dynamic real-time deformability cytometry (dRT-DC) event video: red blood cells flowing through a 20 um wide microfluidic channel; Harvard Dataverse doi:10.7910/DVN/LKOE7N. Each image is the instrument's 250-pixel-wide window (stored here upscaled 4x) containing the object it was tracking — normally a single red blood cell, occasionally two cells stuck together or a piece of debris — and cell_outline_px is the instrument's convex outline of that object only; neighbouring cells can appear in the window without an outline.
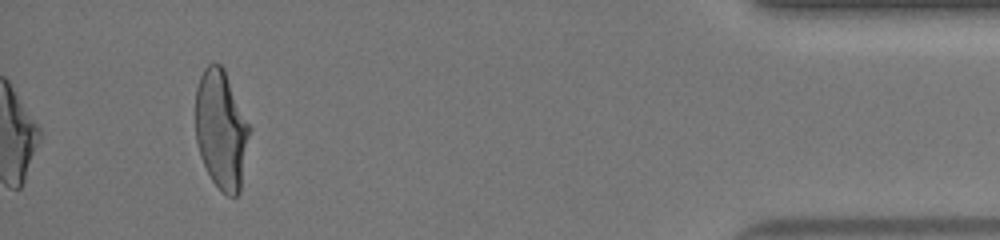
{"species": "human", "species_latin": "Homo sapiens", "temperature_condition": "warm", "stored_images_in_passage": 36, "camera_frame_rate_fps": 3000, "um_per_image_px": 0.085, "donor": {"sex": "female"}, "frame": {"image": 1, "passage_image": 36, "time_ms": 11.667, "image_size_px": [1000, 240], "cell_outline_px": [[248, 136], [240, 192], [236, 196], [228, 196], [212, 180], [200, 156], [196, 140], [196, 88], [200, 76], [204, 68], [208, 64], [220, 64], [224, 68], [248, 124]], "centroid_in_image_um": [18.77, 11.0], "position_along_channel_um": 416.4, "area_um2": 36.53}, "authors_computed_cell_mechanics": {"area_um2": 37.5122, "velocity_mm_per_s": 4.0451, "shape_relaxation_time_tau1_ms": 4.2232, "shape_relaxation_time_tau2_ms": null, "deformation_change_tau1": 0.2102, "deformation_change_tau2": null}}